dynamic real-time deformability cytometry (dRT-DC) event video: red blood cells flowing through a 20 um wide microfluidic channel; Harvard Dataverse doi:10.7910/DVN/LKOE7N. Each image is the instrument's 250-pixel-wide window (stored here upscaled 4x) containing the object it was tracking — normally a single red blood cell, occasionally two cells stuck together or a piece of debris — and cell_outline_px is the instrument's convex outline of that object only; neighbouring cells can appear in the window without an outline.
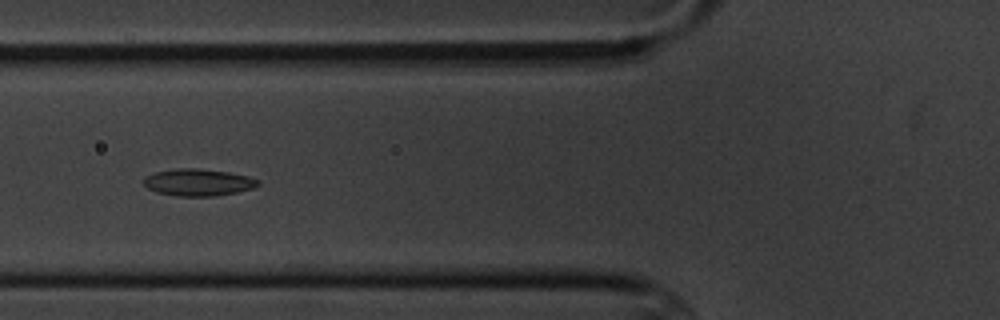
{"species": "common noctule bat (a hibernating species)", "species_latin": "Nyctalus noctula", "temperature_condition": "cold", "stored_images_in_passage": 7, "camera_frame_rate_fps": 3000, "um_per_image_px": 0.085, "animal": {"sex": "male", "body_mass_g": 20.1, "forearm_length_mm": 53.5}, "frame": {"image": 1, "passage_image": 2, "time_ms": 1.333, "image_size_px": [1000, 320], "cell_outline_px": [[260, 184], [252, 188], [236, 192], [216, 196], [176, 196], [156, 192], [148, 188], [144, 184], [144, 176], [156, 172], [176, 168], [196, 168], [228, 172], [248, 176], [260, 180]], "centroid_in_image_um": [16.84, 15.5], "position_along_channel_um": 109.0, "area_um2": 17.98}}
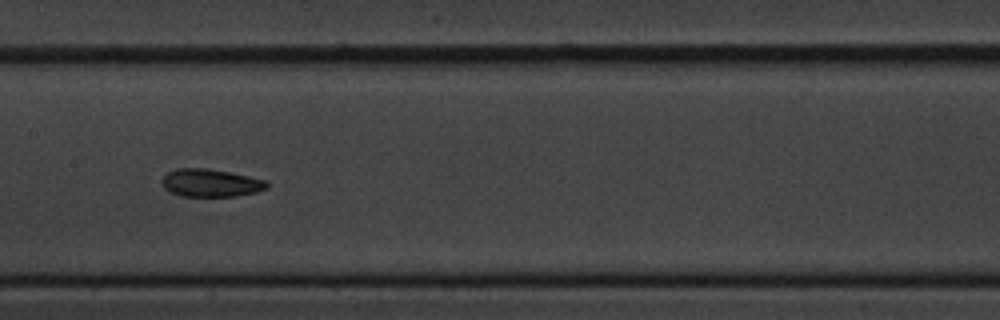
{"frame": {"image": 2, "passage_image": 4, "time_ms": 3.667, "image_size_px": [1000, 320], "cell_outline_px": [[268, 188], [256, 192], [236, 196], [180, 196], [164, 188], [160, 184], [160, 180], [168, 172], [176, 168], [208, 168], [248, 176], [264, 180], [268, 184]], "centroid_in_image_um": [17.86, 15.55], "position_along_channel_um": 189.5, "area_um2": 16.99}}
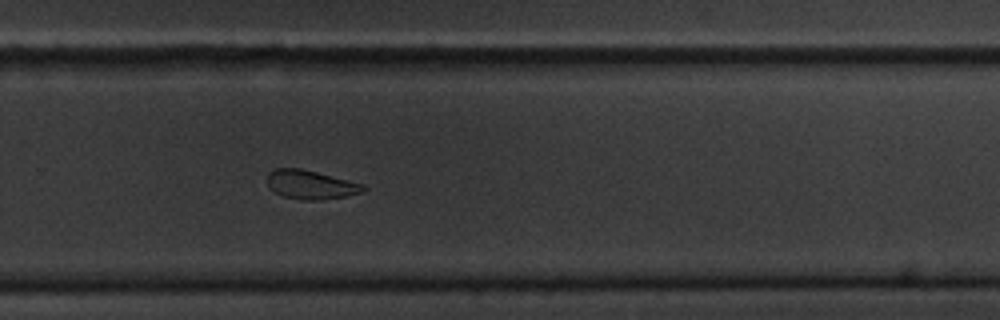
{"frame": {"image": 3, "passage_image": 7, "time_ms": 7.0, "image_size_px": [1000, 320], "cell_outline_px": [[368, 188], [364, 192], [348, 196], [320, 200], [304, 200], [284, 196], [268, 188], [268, 172], [276, 168], [300, 168], [364, 184]], "centroid_in_image_um": [26.44, 15.7], "position_along_channel_um": 303.4, "area_um2": 16.18}}